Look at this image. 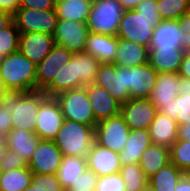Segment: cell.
I'll return each instance as SVG.
<instances>
[{"label":"cell","instance_id":"1","mask_svg":"<svg viewBox=\"0 0 190 191\" xmlns=\"http://www.w3.org/2000/svg\"><path fill=\"white\" fill-rule=\"evenodd\" d=\"M161 20L156 0H142L135 9L124 10L116 36L149 48Z\"/></svg>","mask_w":190,"mask_h":191},{"label":"cell","instance_id":"2","mask_svg":"<svg viewBox=\"0 0 190 191\" xmlns=\"http://www.w3.org/2000/svg\"><path fill=\"white\" fill-rule=\"evenodd\" d=\"M37 65L19 51L3 57L0 77L7 92L36 90Z\"/></svg>","mask_w":190,"mask_h":191},{"label":"cell","instance_id":"3","mask_svg":"<svg viewBox=\"0 0 190 191\" xmlns=\"http://www.w3.org/2000/svg\"><path fill=\"white\" fill-rule=\"evenodd\" d=\"M54 142L63 156L87 158L95 142V128L64 119Z\"/></svg>","mask_w":190,"mask_h":191},{"label":"cell","instance_id":"4","mask_svg":"<svg viewBox=\"0 0 190 191\" xmlns=\"http://www.w3.org/2000/svg\"><path fill=\"white\" fill-rule=\"evenodd\" d=\"M46 97L40 90L11 92L12 129L35 132L39 105Z\"/></svg>","mask_w":190,"mask_h":191},{"label":"cell","instance_id":"5","mask_svg":"<svg viewBox=\"0 0 190 191\" xmlns=\"http://www.w3.org/2000/svg\"><path fill=\"white\" fill-rule=\"evenodd\" d=\"M123 12L118 0H94L86 21L89 32L116 36Z\"/></svg>","mask_w":190,"mask_h":191},{"label":"cell","instance_id":"6","mask_svg":"<svg viewBox=\"0 0 190 191\" xmlns=\"http://www.w3.org/2000/svg\"><path fill=\"white\" fill-rule=\"evenodd\" d=\"M55 98L64 119L96 127L97 122L85 87L67 90Z\"/></svg>","mask_w":190,"mask_h":191},{"label":"cell","instance_id":"7","mask_svg":"<svg viewBox=\"0 0 190 191\" xmlns=\"http://www.w3.org/2000/svg\"><path fill=\"white\" fill-rule=\"evenodd\" d=\"M20 34L28 32H39L54 35L58 17L55 9L35 10L29 8H19L12 16Z\"/></svg>","mask_w":190,"mask_h":191},{"label":"cell","instance_id":"8","mask_svg":"<svg viewBox=\"0 0 190 191\" xmlns=\"http://www.w3.org/2000/svg\"><path fill=\"white\" fill-rule=\"evenodd\" d=\"M130 130L123 116L118 114L97 123L95 141L103 147L120 153L128 140Z\"/></svg>","mask_w":190,"mask_h":191},{"label":"cell","instance_id":"9","mask_svg":"<svg viewBox=\"0 0 190 191\" xmlns=\"http://www.w3.org/2000/svg\"><path fill=\"white\" fill-rule=\"evenodd\" d=\"M126 89L130 98H150L158 72L149 64L123 67Z\"/></svg>","mask_w":190,"mask_h":191},{"label":"cell","instance_id":"10","mask_svg":"<svg viewBox=\"0 0 190 191\" xmlns=\"http://www.w3.org/2000/svg\"><path fill=\"white\" fill-rule=\"evenodd\" d=\"M64 116L55 97L47 96L39 105L35 133L41 140H54Z\"/></svg>","mask_w":190,"mask_h":191},{"label":"cell","instance_id":"11","mask_svg":"<svg viewBox=\"0 0 190 191\" xmlns=\"http://www.w3.org/2000/svg\"><path fill=\"white\" fill-rule=\"evenodd\" d=\"M156 112V106L149 98H130L121 104L120 109V114L131 130L148 129Z\"/></svg>","mask_w":190,"mask_h":191},{"label":"cell","instance_id":"12","mask_svg":"<svg viewBox=\"0 0 190 191\" xmlns=\"http://www.w3.org/2000/svg\"><path fill=\"white\" fill-rule=\"evenodd\" d=\"M62 158L63 154L54 140L40 139L27 166L35 174H56Z\"/></svg>","mask_w":190,"mask_h":191},{"label":"cell","instance_id":"13","mask_svg":"<svg viewBox=\"0 0 190 191\" xmlns=\"http://www.w3.org/2000/svg\"><path fill=\"white\" fill-rule=\"evenodd\" d=\"M89 29L86 22L58 19L53 35L55 44L66 47L72 53L84 50Z\"/></svg>","mask_w":190,"mask_h":191},{"label":"cell","instance_id":"14","mask_svg":"<svg viewBox=\"0 0 190 191\" xmlns=\"http://www.w3.org/2000/svg\"><path fill=\"white\" fill-rule=\"evenodd\" d=\"M73 54L66 47L55 44L49 54L37 65L36 90L43 91L55 79V72L60 67H65Z\"/></svg>","mask_w":190,"mask_h":191},{"label":"cell","instance_id":"15","mask_svg":"<svg viewBox=\"0 0 190 191\" xmlns=\"http://www.w3.org/2000/svg\"><path fill=\"white\" fill-rule=\"evenodd\" d=\"M94 84L107 90L120 104L130 99V93L125 86L123 67L113 63H100Z\"/></svg>","mask_w":190,"mask_h":191},{"label":"cell","instance_id":"16","mask_svg":"<svg viewBox=\"0 0 190 191\" xmlns=\"http://www.w3.org/2000/svg\"><path fill=\"white\" fill-rule=\"evenodd\" d=\"M186 33L180 30L178 20H161L154 29L149 49L185 51Z\"/></svg>","mask_w":190,"mask_h":191},{"label":"cell","instance_id":"17","mask_svg":"<svg viewBox=\"0 0 190 191\" xmlns=\"http://www.w3.org/2000/svg\"><path fill=\"white\" fill-rule=\"evenodd\" d=\"M55 45L51 34L28 32L20 34L18 51L38 65Z\"/></svg>","mask_w":190,"mask_h":191},{"label":"cell","instance_id":"18","mask_svg":"<svg viewBox=\"0 0 190 191\" xmlns=\"http://www.w3.org/2000/svg\"><path fill=\"white\" fill-rule=\"evenodd\" d=\"M87 168L91 169L98 177L120 172L121 162L119 153L94 142L88 155Z\"/></svg>","mask_w":190,"mask_h":191},{"label":"cell","instance_id":"19","mask_svg":"<svg viewBox=\"0 0 190 191\" xmlns=\"http://www.w3.org/2000/svg\"><path fill=\"white\" fill-rule=\"evenodd\" d=\"M85 88L97 123L120 114L121 104L107 90L96 84Z\"/></svg>","mask_w":190,"mask_h":191},{"label":"cell","instance_id":"20","mask_svg":"<svg viewBox=\"0 0 190 191\" xmlns=\"http://www.w3.org/2000/svg\"><path fill=\"white\" fill-rule=\"evenodd\" d=\"M118 43L117 36L89 32L83 51L95 57L100 63H114Z\"/></svg>","mask_w":190,"mask_h":191},{"label":"cell","instance_id":"21","mask_svg":"<svg viewBox=\"0 0 190 191\" xmlns=\"http://www.w3.org/2000/svg\"><path fill=\"white\" fill-rule=\"evenodd\" d=\"M180 83L181 77L178 73H158L155 87L149 98L157 111L177 97Z\"/></svg>","mask_w":190,"mask_h":191},{"label":"cell","instance_id":"22","mask_svg":"<svg viewBox=\"0 0 190 191\" xmlns=\"http://www.w3.org/2000/svg\"><path fill=\"white\" fill-rule=\"evenodd\" d=\"M178 126L175 119L157 111L148 128L152 143L170 148L178 140Z\"/></svg>","mask_w":190,"mask_h":191},{"label":"cell","instance_id":"23","mask_svg":"<svg viewBox=\"0 0 190 191\" xmlns=\"http://www.w3.org/2000/svg\"><path fill=\"white\" fill-rule=\"evenodd\" d=\"M151 144L152 140L148 129L130 130L128 140L119 153L121 165L139 164L141 156Z\"/></svg>","mask_w":190,"mask_h":191},{"label":"cell","instance_id":"24","mask_svg":"<svg viewBox=\"0 0 190 191\" xmlns=\"http://www.w3.org/2000/svg\"><path fill=\"white\" fill-rule=\"evenodd\" d=\"M39 141L40 138L35 132L23 129H11L5 137L8 149L19 154L27 164L31 160Z\"/></svg>","mask_w":190,"mask_h":191},{"label":"cell","instance_id":"25","mask_svg":"<svg viewBox=\"0 0 190 191\" xmlns=\"http://www.w3.org/2000/svg\"><path fill=\"white\" fill-rule=\"evenodd\" d=\"M78 88H80V79L78 77L77 63L72 57L65 67L62 66L55 72V79L43 92L49 97H55L67 90Z\"/></svg>","mask_w":190,"mask_h":191},{"label":"cell","instance_id":"26","mask_svg":"<svg viewBox=\"0 0 190 191\" xmlns=\"http://www.w3.org/2000/svg\"><path fill=\"white\" fill-rule=\"evenodd\" d=\"M149 48L132 41L119 39L114 65L119 67H135L148 63Z\"/></svg>","mask_w":190,"mask_h":191},{"label":"cell","instance_id":"27","mask_svg":"<svg viewBox=\"0 0 190 191\" xmlns=\"http://www.w3.org/2000/svg\"><path fill=\"white\" fill-rule=\"evenodd\" d=\"M186 51L174 49H149L148 63L158 73H178Z\"/></svg>","mask_w":190,"mask_h":191},{"label":"cell","instance_id":"28","mask_svg":"<svg viewBox=\"0 0 190 191\" xmlns=\"http://www.w3.org/2000/svg\"><path fill=\"white\" fill-rule=\"evenodd\" d=\"M169 162L170 148L152 143L141 156L139 165L145 176L150 178Z\"/></svg>","mask_w":190,"mask_h":191},{"label":"cell","instance_id":"29","mask_svg":"<svg viewBox=\"0 0 190 191\" xmlns=\"http://www.w3.org/2000/svg\"><path fill=\"white\" fill-rule=\"evenodd\" d=\"M93 1L56 0L55 12L58 19L86 22Z\"/></svg>","mask_w":190,"mask_h":191},{"label":"cell","instance_id":"30","mask_svg":"<svg viewBox=\"0 0 190 191\" xmlns=\"http://www.w3.org/2000/svg\"><path fill=\"white\" fill-rule=\"evenodd\" d=\"M87 169V159L80 156H63L56 176L61 186L67 190Z\"/></svg>","mask_w":190,"mask_h":191},{"label":"cell","instance_id":"31","mask_svg":"<svg viewBox=\"0 0 190 191\" xmlns=\"http://www.w3.org/2000/svg\"><path fill=\"white\" fill-rule=\"evenodd\" d=\"M185 173L169 162L157 173L148 178L155 191H175L177 184Z\"/></svg>","mask_w":190,"mask_h":191},{"label":"cell","instance_id":"32","mask_svg":"<svg viewBox=\"0 0 190 191\" xmlns=\"http://www.w3.org/2000/svg\"><path fill=\"white\" fill-rule=\"evenodd\" d=\"M33 172L27 167L3 171L0 191H26L30 186Z\"/></svg>","mask_w":190,"mask_h":191},{"label":"cell","instance_id":"33","mask_svg":"<svg viewBox=\"0 0 190 191\" xmlns=\"http://www.w3.org/2000/svg\"><path fill=\"white\" fill-rule=\"evenodd\" d=\"M73 58L77 63L80 88L94 84L100 62L85 51L74 53Z\"/></svg>","mask_w":190,"mask_h":191},{"label":"cell","instance_id":"34","mask_svg":"<svg viewBox=\"0 0 190 191\" xmlns=\"http://www.w3.org/2000/svg\"><path fill=\"white\" fill-rule=\"evenodd\" d=\"M159 111L175 119L178 125L187 124L190 122V93H179L171 103Z\"/></svg>","mask_w":190,"mask_h":191},{"label":"cell","instance_id":"35","mask_svg":"<svg viewBox=\"0 0 190 191\" xmlns=\"http://www.w3.org/2000/svg\"><path fill=\"white\" fill-rule=\"evenodd\" d=\"M120 174L126 191H141L149 182L139 164L122 165Z\"/></svg>","mask_w":190,"mask_h":191},{"label":"cell","instance_id":"36","mask_svg":"<svg viewBox=\"0 0 190 191\" xmlns=\"http://www.w3.org/2000/svg\"><path fill=\"white\" fill-rule=\"evenodd\" d=\"M162 20H178L190 11V0H156Z\"/></svg>","mask_w":190,"mask_h":191},{"label":"cell","instance_id":"37","mask_svg":"<svg viewBox=\"0 0 190 191\" xmlns=\"http://www.w3.org/2000/svg\"><path fill=\"white\" fill-rule=\"evenodd\" d=\"M20 32L12 20L0 31V56L5 57L18 51Z\"/></svg>","mask_w":190,"mask_h":191},{"label":"cell","instance_id":"38","mask_svg":"<svg viewBox=\"0 0 190 191\" xmlns=\"http://www.w3.org/2000/svg\"><path fill=\"white\" fill-rule=\"evenodd\" d=\"M170 162L184 173L190 171V141L176 140L170 147Z\"/></svg>","mask_w":190,"mask_h":191},{"label":"cell","instance_id":"39","mask_svg":"<svg viewBox=\"0 0 190 191\" xmlns=\"http://www.w3.org/2000/svg\"><path fill=\"white\" fill-rule=\"evenodd\" d=\"M26 191H66L56 174H35L33 173L30 186Z\"/></svg>","mask_w":190,"mask_h":191},{"label":"cell","instance_id":"40","mask_svg":"<svg viewBox=\"0 0 190 191\" xmlns=\"http://www.w3.org/2000/svg\"><path fill=\"white\" fill-rule=\"evenodd\" d=\"M11 92H7L0 99V140H5L6 135L11 131Z\"/></svg>","mask_w":190,"mask_h":191},{"label":"cell","instance_id":"41","mask_svg":"<svg viewBox=\"0 0 190 191\" xmlns=\"http://www.w3.org/2000/svg\"><path fill=\"white\" fill-rule=\"evenodd\" d=\"M98 176L87 168L66 191H95Z\"/></svg>","mask_w":190,"mask_h":191},{"label":"cell","instance_id":"42","mask_svg":"<svg viewBox=\"0 0 190 191\" xmlns=\"http://www.w3.org/2000/svg\"><path fill=\"white\" fill-rule=\"evenodd\" d=\"M95 191H126L120 172L99 177Z\"/></svg>","mask_w":190,"mask_h":191},{"label":"cell","instance_id":"43","mask_svg":"<svg viewBox=\"0 0 190 191\" xmlns=\"http://www.w3.org/2000/svg\"><path fill=\"white\" fill-rule=\"evenodd\" d=\"M27 167V163L19 154L14 153L12 150L7 149L6 155L3 157L0 168L3 171L11 169Z\"/></svg>","mask_w":190,"mask_h":191},{"label":"cell","instance_id":"44","mask_svg":"<svg viewBox=\"0 0 190 191\" xmlns=\"http://www.w3.org/2000/svg\"><path fill=\"white\" fill-rule=\"evenodd\" d=\"M56 0H20L19 8H29L35 10L55 9Z\"/></svg>","mask_w":190,"mask_h":191},{"label":"cell","instance_id":"45","mask_svg":"<svg viewBox=\"0 0 190 191\" xmlns=\"http://www.w3.org/2000/svg\"><path fill=\"white\" fill-rule=\"evenodd\" d=\"M180 30L186 33L185 51L190 52V11L178 19Z\"/></svg>","mask_w":190,"mask_h":191},{"label":"cell","instance_id":"46","mask_svg":"<svg viewBox=\"0 0 190 191\" xmlns=\"http://www.w3.org/2000/svg\"><path fill=\"white\" fill-rule=\"evenodd\" d=\"M20 0H0V11L13 16L19 9Z\"/></svg>","mask_w":190,"mask_h":191},{"label":"cell","instance_id":"47","mask_svg":"<svg viewBox=\"0 0 190 191\" xmlns=\"http://www.w3.org/2000/svg\"><path fill=\"white\" fill-rule=\"evenodd\" d=\"M178 75L190 79V52L185 53Z\"/></svg>","mask_w":190,"mask_h":191},{"label":"cell","instance_id":"48","mask_svg":"<svg viewBox=\"0 0 190 191\" xmlns=\"http://www.w3.org/2000/svg\"><path fill=\"white\" fill-rule=\"evenodd\" d=\"M178 140L190 141V122L178 126Z\"/></svg>","mask_w":190,"mask_h":191},{"label":"cell","instance_id":"49","mask_svg":"<svg viewBox=\"0 0 190 191\" xmlns=\"http://www.w3.org/2000/svg\"><path fill=\"white\" fill-rule=\"evenodd\" d=\"M175 191H190V177L187 173L180 179Z\"/></svg>","mask_w":190,"mask_h":191},{"label":"cell","instance_id":"50","mask_svg":"<svg viewBox=\"0 0 190 191\" xmlns=\"http://www.w3.org/2000/svg\"><path fill=\"white\" fill-rule=\"evenodd\" d=\"M124 10H132L135 9L136 6L142 1V0H118Z\"/></svg>","mask_w":190,"mask_h":191},{"label":"cell","instance_id":"51","mask_svg":"<svg viewBox=\"0 0 190 191\" xmlns=\"http://www.w3.org/2000/svg\"><path fill=\"white\" fill-rule=\"evenodd\" d=\"M12 21V16L8 13L0 11V31Z\"/></svg>","mask_w":190,"mask_h":191},{"label":"cell","instance_id":"52","mask_svg":"<svg viewBox=\"0 0 190 191\" xmlns=\"http://www.w3.org/2000/svg\"><path fill=\"white\" fill-rule=\"evenodd\" d=\"M178 93H190V79L181 77Z\"/></svg>","mask_w":190,"mask_h":191},{"label":"cell","instance_id":"53","mask_svg":"<svg viewBox=\"0 0 190 191\" xmlns=\"http://www.w3.org/2000/svg\"><path fill=\"white\" fill-rule=\"evenodd\" d=\"M8 147L6 145L5 140H0V163L3 159V157L6 155Z\"/></svg>","mask_w":190,"mask_h":191},{"label":"cell","instance_id":"54","mask_svg":"<svg viewBox=\"0 0 190 191\" xmlns=\"http://www.w3.org/2000/svg\"><path fill=\"white\" fill-rule=\"evenodd\" d=\"M7 93V91L5 90L1 77H0V99Z\"/></svg>","mask_w":190,"mask_h":191},{"label":"cell","instance_id":"55","mask_svg":"<svg viewBox=\"0 0 190 191\" xmlns=\"http://www.w3.org/2000/svg\"><path fill=\"white\" fill-rule=\"evenodd\" d=\"M141 191H155L154 188L148 183Z\"/></svg>","mask_w":190,"mask_h":191},{"label":"cell","instance_id":"56","mask_svg":"<svg viewBox=\"0 0 190 191\" xmlns=\"http://www.w3.org/2000/svg\"><path fill=\"white\" fill-rule=\"evenodd\" d=\"M2 172H3V170L0 168V178H1Z\"/></svg>","mask_w":190,"mask_h":191},{"label":"cell","instance_id":"57","mask_svg":"<svg viewBox=\"0 0 190 191\" xmlns=\"http://www.w3.org/2000/svg\"><path fill=\"white\" fill-rule=\"evenodd\" d=\"M2 60H3V57H2V56H0V63L2 62Z\"/></svg>","mask_w":190,"mask_h":191}]
</instances>
